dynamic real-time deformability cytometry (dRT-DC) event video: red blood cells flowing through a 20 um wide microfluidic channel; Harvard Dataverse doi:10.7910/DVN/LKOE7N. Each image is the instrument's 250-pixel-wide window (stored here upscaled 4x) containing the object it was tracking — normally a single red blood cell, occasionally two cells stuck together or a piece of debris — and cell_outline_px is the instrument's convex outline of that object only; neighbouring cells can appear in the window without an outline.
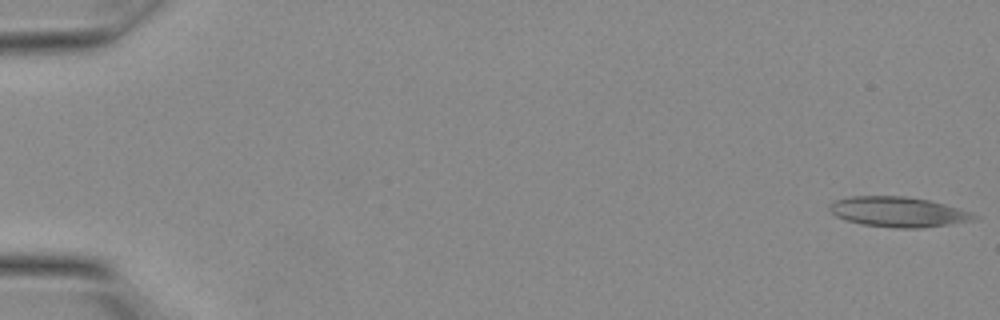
{"species": "Egyptian fruit bat (a non-hibernating species)", "species_latin": "Rousettus aegyptiacus", "temperature_condition": "warm", "stored_images_in_passage": 15, "camera_frame_rate_fps": 3000, "um_per_image_px": 0.085, "animal": {"sex": "female"}, "frame": {"image": 1, "passage_image": 1, "time_ms": 0.0, "image_size_px": [1000, 320], "cell_outline_px": [[980, 216], [972, 220], [948, 224], [920, 228], [896, 228], [864, 224], [848, 220], [836, 216], [828, 208], [828, 204], [836, 200], [852, 196], [908, 196], [928, 200], [944, 204], [972, 212]], "centroid_in_image_um": [76.35, 18.0], "position_along_channel_um": 8.7, "area_um2": 25.14}}
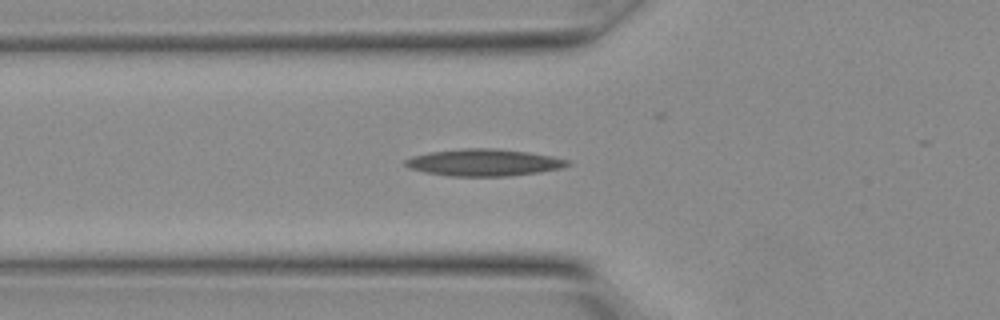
{"frame": {"image": 2, "passage_image": 11, "time_ms": 3.333, "image_size_px": [1000, 320], "cell_outline_px": [[572, 164], [564, 168], [508, 176], [448, 176], [428, 172], [412, 168], [404, 164], [404, 160], [412, 156], [428, 152], [464, 148], [496, 148], [528, 152], [552, 156], [568, 160]], "centroid_in_image_um": [41.16, 13.8], "position_along_channel_um": 84.6, "area_um2": 25.37}}
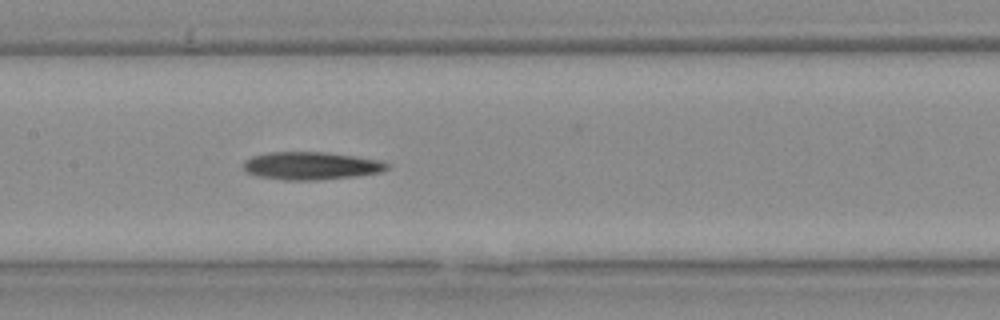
{"frame": {"image": 3, "passage_image": 15, "time_ms": 4.667, "image_size_px": [1000, 320], "cell_outline_px": [[388, 168], [380, 172], [356, 176], [320, 180], [288, 180], [260, 176], [248, 172], [244, 168], [244, 160], [252, 156], [268, 152], [324, 152], [384, 160], [388, 164]], "centroid_in_image_um": [26.48, 14.08], "position_along_channel_um": 180.9, "area_um2": 23.18}}